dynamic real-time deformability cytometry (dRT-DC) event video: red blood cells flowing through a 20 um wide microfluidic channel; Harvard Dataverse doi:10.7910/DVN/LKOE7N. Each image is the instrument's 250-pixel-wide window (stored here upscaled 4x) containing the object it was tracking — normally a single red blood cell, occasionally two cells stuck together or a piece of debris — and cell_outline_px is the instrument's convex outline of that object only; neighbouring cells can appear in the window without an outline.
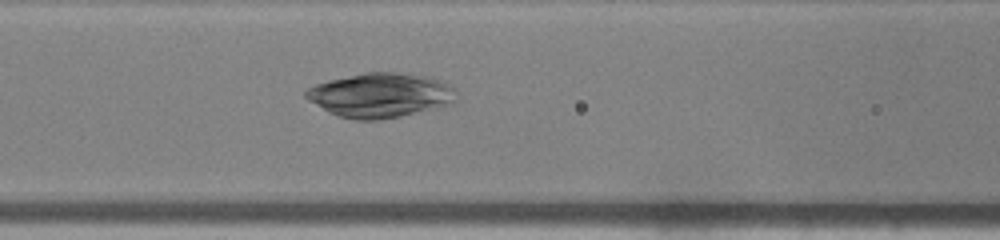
{"species": "common noctule bat (a hibernating species)", "species_latin": "Nyctalus noctula", "temperature_condition": "warm", "stored_images_in_passage": 48, "camera_frame_rate_fps": 3000, "um_per_image_px": 0.085, "animal": {"sex": "male", "body_mass_g": 19.0, "forearm_length_mm": 50.8}, "frame": {"image": 1, "passage_image": 21, "time_ms": 6.667, "image_size_px": [1000, 240], "cell_outline_px": [[456, 92], [452, 104], [400, 116], [376, 120], [356, 120], [340, 116], [328, 112], [308, 100], [304, 96], [304, 92], [308, 88], [316, 84], [328, 80], [368, 72], [396, 72], [432, 76], [448, 84]], "centroid_in_image_um": [32.32, 8.08], "position_along_channel_um": 134.3, "area_um2": 38.84}}
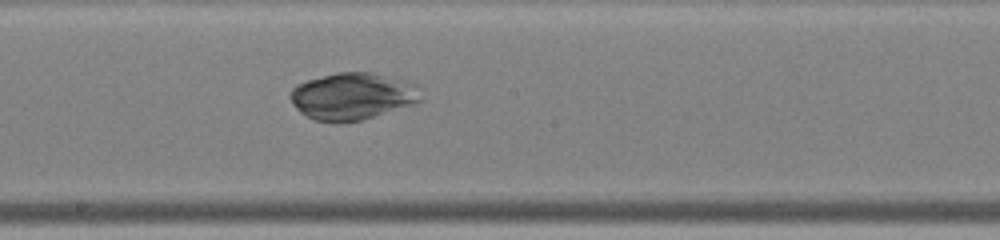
{"frame": {"image": 2, "passage_image": 27, "time_ms": 8.667, "image_size_px": [1000, 240], "cell_outline_px": [[420, 100], [416, 104], [360, 120], [316, 120], [300, 112], [292, 104], [288, 96], [292, 88], [296, 84], [308, 80], [340, 72], [372, 72], [408, 80], [412, 84]], "centroid_in_image_um": [29.93, 8.15], "position_along_channel_um": 218.3, "area_um2": 35.03}}
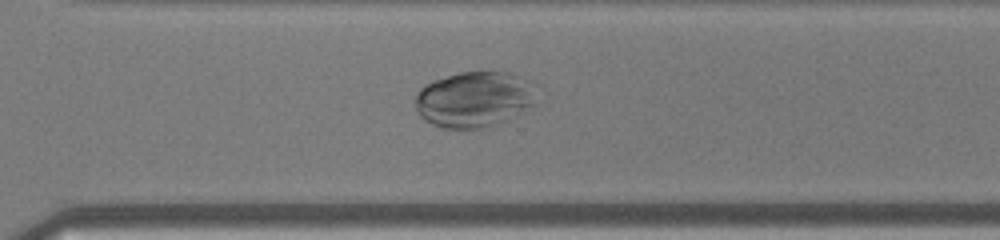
{"frame": {"image": 3, "passage_image": 35, "time_ms": 11.333, "image_size_px": [1000, 240], "cell_outline_px": [[536, 104], [516, 116], [508, 120], [488, 128], [444, 128], [432, 124], [424, 120], [420, 116], [416, 108], [416, 96], [420, 88], [424, 84], [460, 72], [508, 72], [520, 76], [536, 84]], "centroid_in_image_um": [40.37, 8.45], "position_along_channel_um": 330.2, "area_um2": 39.88}}